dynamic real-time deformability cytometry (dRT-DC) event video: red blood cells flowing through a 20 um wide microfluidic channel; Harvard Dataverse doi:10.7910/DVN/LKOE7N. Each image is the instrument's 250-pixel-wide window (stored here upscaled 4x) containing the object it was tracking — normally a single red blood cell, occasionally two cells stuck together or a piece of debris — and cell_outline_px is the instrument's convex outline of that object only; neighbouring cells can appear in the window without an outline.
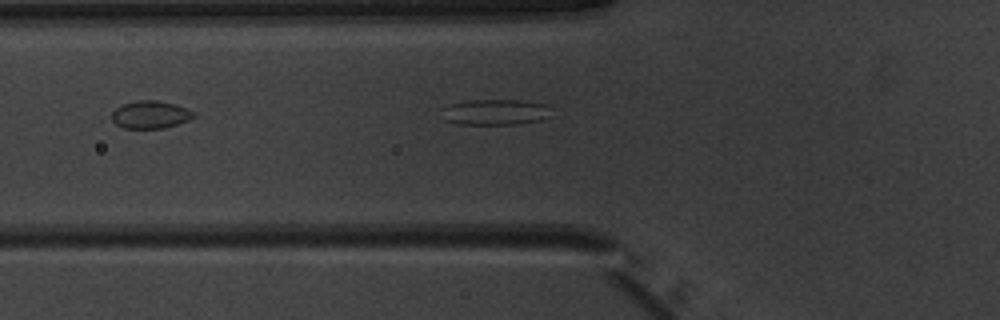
{"species": "common noctule bat (a hibernating species)", "species_latin": "Nyctalus noctula", "temperature_condition": "warm", "stored_images_in_passage": 19, "segment_of_instrument_passage": [2, 2], "camera_frame_rate_fps": 3000, "um_per_image_px": 0.085, "animal": {"sex": "male", "body_mass_g": 20.1, "forearm_length_mm": 53.5}, "frame": {"image": 1, "passage_image": 19, "time_ms": 6.0, "image_size_px": [1000, 320], "cell_outline_px": [[552, 108], [540, 120], [520, 124], [460, 124], [444, 120], [440, 108], [448, 104], [468, 100], [520, 100], [544, 104]], "centroid_in_image_um": [42.0, 9.52], "position_along_channel_um": 83.8, "area_um2": 16.42}}